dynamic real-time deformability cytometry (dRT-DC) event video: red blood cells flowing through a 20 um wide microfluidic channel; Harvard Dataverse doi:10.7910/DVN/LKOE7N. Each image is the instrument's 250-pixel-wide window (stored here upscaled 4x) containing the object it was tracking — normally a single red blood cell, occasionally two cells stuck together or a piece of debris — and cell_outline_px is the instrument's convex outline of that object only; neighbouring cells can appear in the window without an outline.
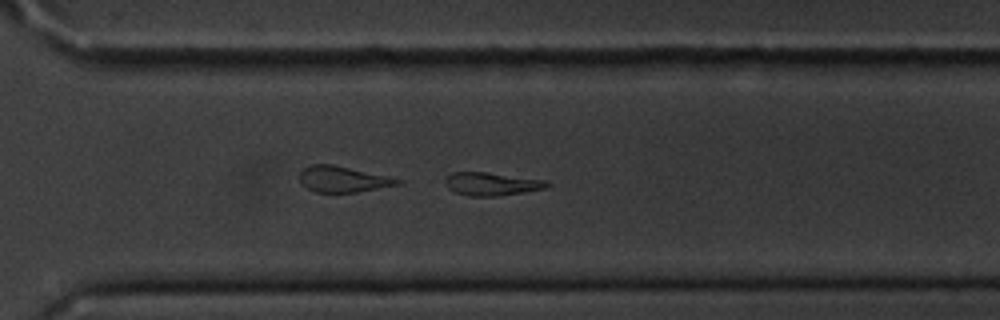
{"species": "common noctule bat (a hibernating species)", "species_latin": "Nyctalus noctula", "temperature_condition": "cold", "stored_images_in_passage": 50, "camera_frame_rate_fps": 3000, "um_per_image_px": 0.085, "animal": {"sex": "male", "body_mass_g": 20.1, "forearm_length_mm": 53.5}, "frame": {"image": 1, "passage_image": 35, "time_ms": 11.333, "image_size_px": [1000, 320], "cell_outline_px": [[552, 184], [548, 188], [524, 192], [496, 196], [468, 196], [456, 192], [448, 188], [444, 180], [452, 172], [488, 172], [544, 180]], "centroid_in_image_um": [41.81, 15.63], "position_along_channel_um": 328.8, "area_um2": 13.7}}
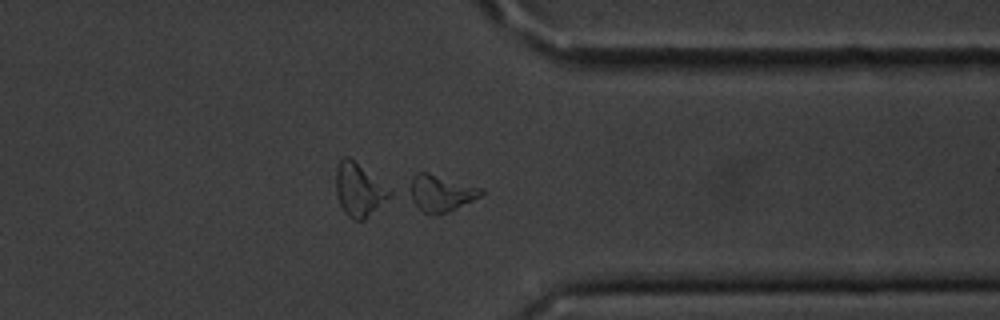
{"frame": {"image": 2, "passage_image": 39, "time_ms": 12.667, "image_size_px": [1000, 320], "cell_outline_px": [[484, 192], [480, 196], [448, 212], [436, 216], [424, 212], [404, 196], [404, 192], [412, 176], [416, 172], [428, 172], [484, 188]], "centroid_in_image_um": [37.35, 16.4], "position_along_channel_um": 374.0, "area_um2": 15.95}}